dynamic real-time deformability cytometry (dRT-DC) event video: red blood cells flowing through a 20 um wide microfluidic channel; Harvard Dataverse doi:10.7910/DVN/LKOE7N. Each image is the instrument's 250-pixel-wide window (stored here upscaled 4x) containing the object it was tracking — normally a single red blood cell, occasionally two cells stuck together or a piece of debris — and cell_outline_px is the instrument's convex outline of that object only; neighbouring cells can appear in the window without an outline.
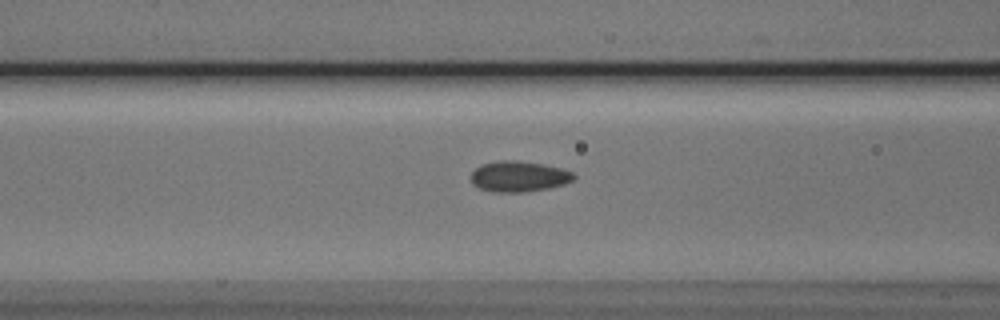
{"species": "Egyptian fruit bat (a non-hibernating species)", "species_latin": "Rousettus aegyptiacus", "temperature_condition": "cold", "stored_images_in_passage": 37, "camera_frame_rate_fps": 3000, "um_per_image_px": 0.085, "animal": {"sex": "male"}, "frame": {"image": 1, "passage_image": 11, "time_ms": 3.333, "image_size_px": [1000, 320], "cell_outline_px": [[576, 176], [572, 180], [564, 184], [548, 188], [524, 192], [492, 192], [480, 188], [472, 184], [468, 176], [480, 164], [500, 160], [516, 160], [544, 164], [560, 168], [572, 172]], "centroid_in_image_um": [44.05, 14.99], "position_along_channel_um": 122.6, "area_um2": 18.55}}
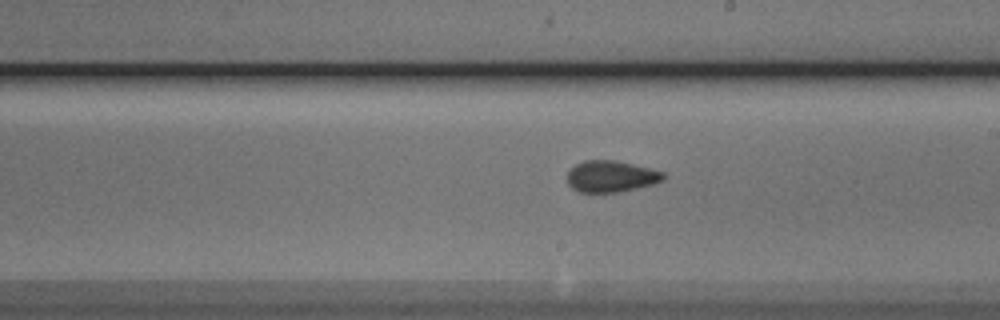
{"frame": {"image": 2, "passage_image": 20, "time_ms": 6.333, "image_size_px": [1000, 320], "cell_outline_px": [[664, 180], [656, 184], [620, 192], [580, 192], [572, 188], [568, 184], [568, 172], [576, 164], [584, 160], [612, 160], [632, 164], [664, 172]], "centroid_in_image_um": [51.95, 15.0], "position_along_channel_um": 237.0, "area_um2": 17.57}}
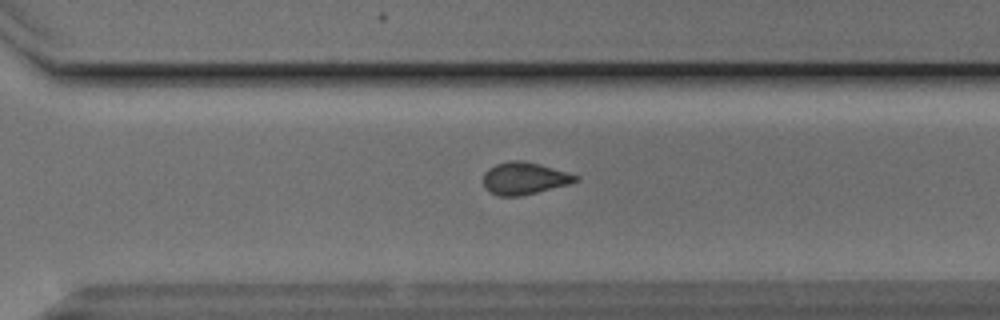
{"frame": {"image": 3, "passage_image": 27, "time_ms": 8.667, "image_size_px": [1000, 320], "cell_outline_px": [[580, 180], [572, 184], [520, 196], [500, 196], [488, 192], [484, 188], [484, 172], [488, 168], [496, 164], [508, 160], [524, 160], [540, 164], [568, 172], [580, 176]], "centroid_in_image_um": [44.59, 15.15], "position_along_channel_um": 326.0, "area_um2": 17.69}, "authors_computed_cell_mechanics": {"area_um2": 17.7446, "velocity_mm_per_s": 3.8217, "shape_relaxation_time_tau1_ms": 4.0407, "shape_relaxation_time_tau2_ms": 1.8318, "deformation_change_tau1": 0.0771, "deformation_change_tau2": 0.0595}}